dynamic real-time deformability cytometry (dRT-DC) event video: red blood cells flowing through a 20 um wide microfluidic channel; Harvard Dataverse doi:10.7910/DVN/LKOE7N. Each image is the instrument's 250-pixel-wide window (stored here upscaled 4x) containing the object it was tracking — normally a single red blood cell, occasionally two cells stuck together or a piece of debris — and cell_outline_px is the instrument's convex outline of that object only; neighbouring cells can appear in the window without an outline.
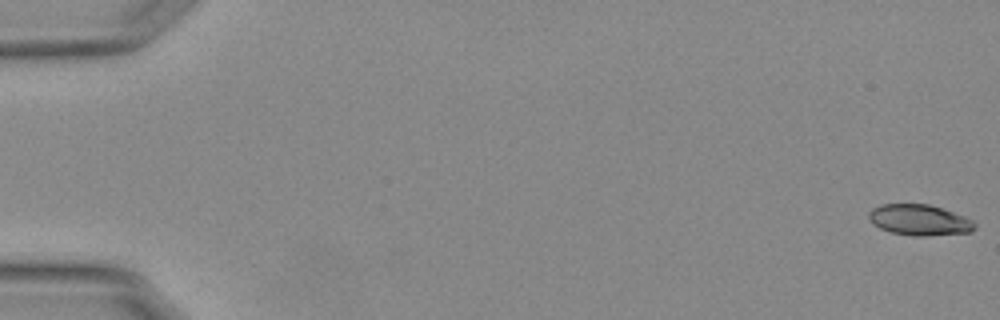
{"species": "Egyptian fruit bat (a non-hibernating species)", "species_latin": "Rousettus aegyptiacus", "temperature_condition": "warm", "stored_images_in_passage": 55, "camera_frame_rate_fps": 3000, "um_per_image_px": 0.085, "animal": {"sex": "female"}, "frame": {"image": 1, "passage_image": 1, "time_ms": 0.0, "image_size_px": [1000, 320], "cell_outline_px": [[976, 228], [968, 232], [928, 236], [912, 236], [892, 232], [880, 228], [872, 224], [868, 220], [868, 212], [872, 208], [880, 204], [928, 204], [964, 216], [972, 220], [976, 224]], "centroid_in_image_um": [78.1, 18.7], "position_along_channel_um": 6.9, "area_um2": 19.07}}
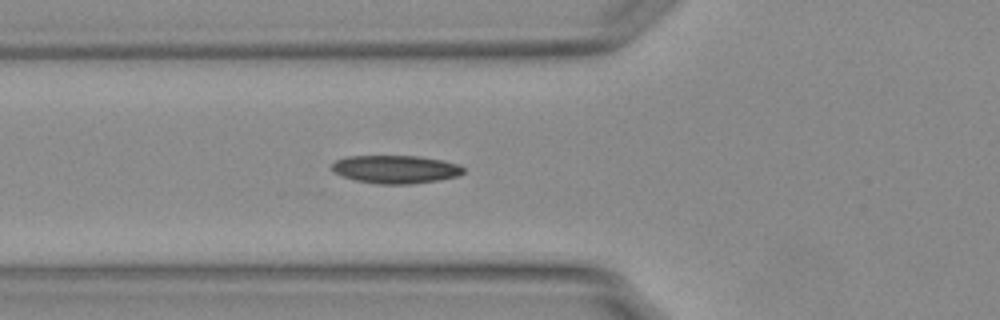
{"frame": {"image": 2, "passage_image": 21, "time_ms": 6.667, "image_size_px": [1000, 320], "cell_outline_px": [[464, 172], [456, 176], [436, 180], [408, 184], [376, 184], [356, 180], [344, 176], [336, 172], [332, 168], [332, 164], [336, 160], [348, 156], [416, 156], [440, 160], [456, 164], [464, 168]], "centroid_in_image_um": [33.6, 14.39], "position_along_channel_um": 92.2, "area_um2": 21.1}}
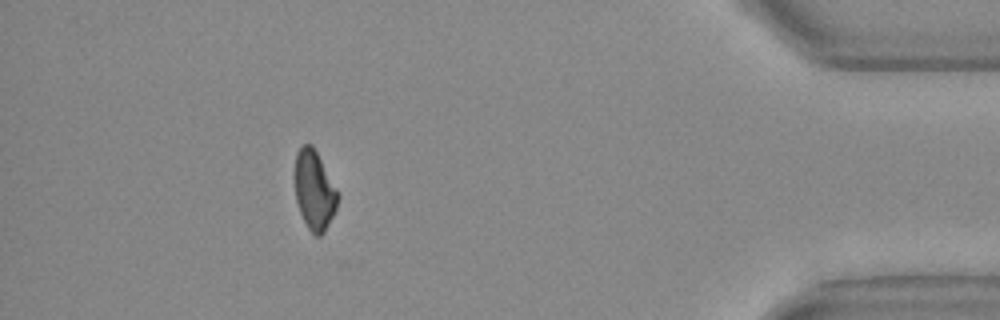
{"frame": {"image": 3, "passage_image": 50, "time_ms": 16.333, "image_size_px": [1000, 320], "cell_outline_px": [[340, 196], [336, 208], [324, 232], [320, 236], [316, 236], [308, 228], [300, 212], [296, 200], [296, 152], [304, 144], [312, 144], [336, 188]], "centroid_in_image_um": [26.73, 16.18], "position_along_channel_um": 408.5, "area_um2": 19.36}, "authors_computed_cell_mechanics": {"area_um2": 20.23, "velocity_mm_per_s": 3.7869, "shape_relaxation_time_tau1_ms": null, "shape_relaxation_time_tau2_ms": 9.1284, "deformation_change_tau1": null, "deformation_change_tau2": 0.169}}